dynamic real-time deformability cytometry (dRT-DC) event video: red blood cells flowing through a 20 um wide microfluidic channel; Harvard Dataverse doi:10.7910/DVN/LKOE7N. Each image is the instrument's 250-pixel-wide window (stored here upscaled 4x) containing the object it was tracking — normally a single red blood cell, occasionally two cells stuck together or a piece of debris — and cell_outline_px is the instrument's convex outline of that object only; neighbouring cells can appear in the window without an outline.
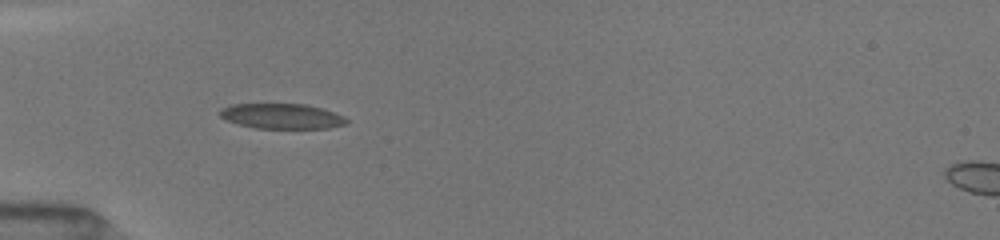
{"species": "common noctule bat (a hibernating species)", "species_latin": "Nyctalus noctula", "temperature_condition": "room temperature", "stored_images_in_passage": 25, "camera_frame_rate_fps": 3000, "um_per_image_px": 0.085, "animal": {"sex": "female", "body_mass_g": 19.5, "forearm_length_mm": 54.1}, "frame": {"image": 1, "passage_image": 5, "time_ms": 1.0, "image_size_px": [1000, 240], "cell_outline_px": [[348, 120], [344, 124], [328, 128], [256, 128], [240, 124], [228, 120], [220, 116], [216, 112], [220, 108], [232, 104], [304, 104], [324, 108], [344, 116]], "centroid_in_image_um": [23.93, 9.86], "position_along_channel_um": 61.1, "area_um2": 18.55}}
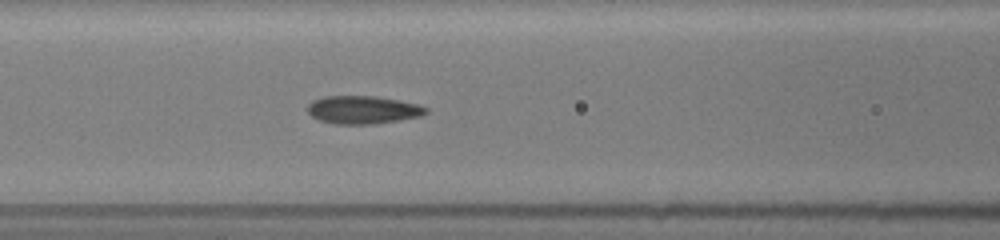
{"frame": {"image": 2, "passage_image": 11, "time_ms": 3.0, "image_size_px": [1000, 240], "cell_outline_px": [[428, 112], [420, 116], [400, 120], [372, 124], [332, 124], [320, 120], [312, 116], [308, 112], [308, 104], [312, 100], [324, 96], [376, 96], [400, 100], [420, 104], [428, 108]], "centroid_in_image_um": [30.86, 9.33], "position_along_channel_um": 135.7, "area_um2": 19.48}}
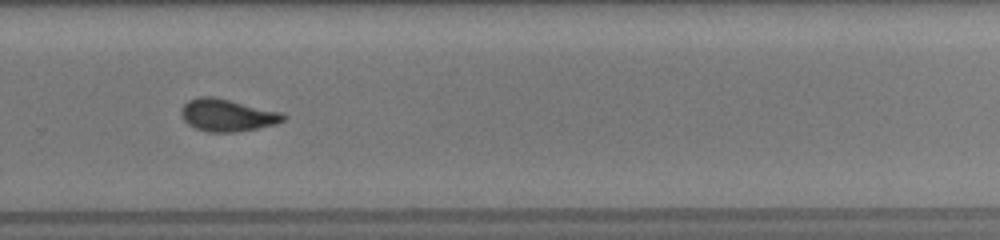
{"frame": {"image": 3, "passage_image": 24, "time_ms": 7.333, "image_size_px": [1000, 240], "cell_outline_px": [[288, 116], [284, 120], [276, 124], [236, 132], [208, 132], [196, 128], [188, 124], [180, 116], [180, 108], [188, 100], [200, 96], [212, 96], [284, 112]], "centroid_in_image_um": [19.32, 9.78], "position_along_channel_um": 310.5, "area_um2": 19.42}}